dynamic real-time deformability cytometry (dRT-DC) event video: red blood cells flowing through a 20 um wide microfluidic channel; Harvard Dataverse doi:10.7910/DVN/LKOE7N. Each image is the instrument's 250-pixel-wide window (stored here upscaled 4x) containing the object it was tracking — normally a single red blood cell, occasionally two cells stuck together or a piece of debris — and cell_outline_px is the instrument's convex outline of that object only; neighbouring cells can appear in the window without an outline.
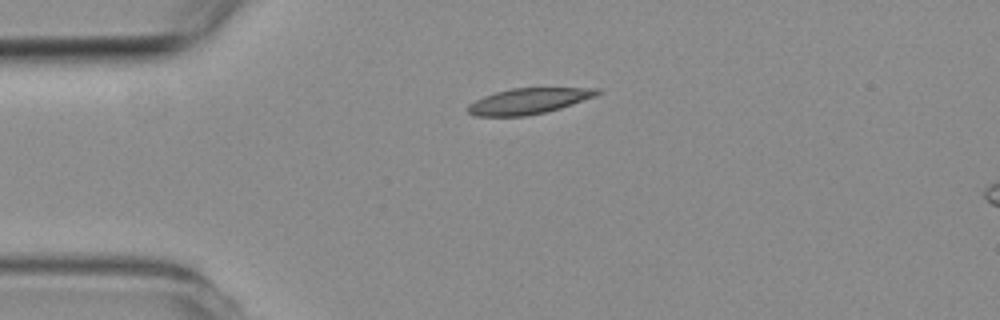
{"species": "common noctule bat (a hibernating species)", "species_latin": "Nyctalus noctula", "temperature_condition": "room temperature", "stored_images_in_passage": 5, "camera_frame_rate_fps": 3000, "um_per_image_px": 0.085, "animal": {"sex": "female", "body_mass_g": 19.3, "forearm_length_mm": 54.1}, "frame": {"image": 1, "passage_image": 1, "time_ms": 0.0, "image_size_px": [1000, 320], "cell_outline_px": [[600, 92], [596, 96], [560, 108], [544, 112], [524, 116], [476, 116], [468, 112], [468, 104], [484, 96], [496, 92], [512, 88], [600, 88]], "centroid_in_image_um": [44.93, 8.59], "position_along_channel_um": 40.1, "area_um2": 19.19}}
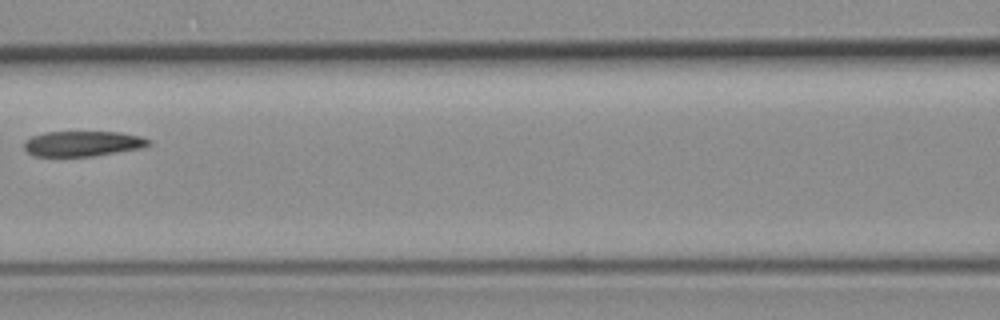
{"frame": {"image": 2, "passage_image": 4, "time_ms": 3.667, "image_size_px": [1000, 320], "cell_outline_px": [[152, 144], [140, 148], [92, 156], [36, 156], [28, 152], [24, 148], [24, 140], [32, 136], [44, 132], [120, 132], [140, 136], [148, 140]], "centroid_in_image_um": [7.0, 12.2], "position_along_channel_um": 159.6, "area_um2": 18.21}}
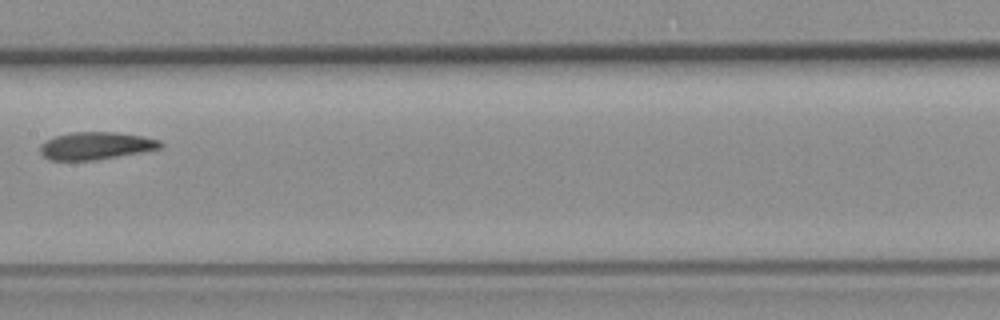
{"frame": {"image": 3, "passage_image": 5, "time_ms": 4.667, "image_size_px": [1000, 320], "cell_outline_px": [[164, 144], [160, 148], [140, 152], [92, 160], [52, 160], [44, 156], [40, 152], [40, 144], [56, 136], [72, 132], [116, 132], [144, 136], [160, 140]], "centroid_in_image_um": [8.16, 12.38], "position_along_channel_um": 199.2, "area_um2": 19.02}}